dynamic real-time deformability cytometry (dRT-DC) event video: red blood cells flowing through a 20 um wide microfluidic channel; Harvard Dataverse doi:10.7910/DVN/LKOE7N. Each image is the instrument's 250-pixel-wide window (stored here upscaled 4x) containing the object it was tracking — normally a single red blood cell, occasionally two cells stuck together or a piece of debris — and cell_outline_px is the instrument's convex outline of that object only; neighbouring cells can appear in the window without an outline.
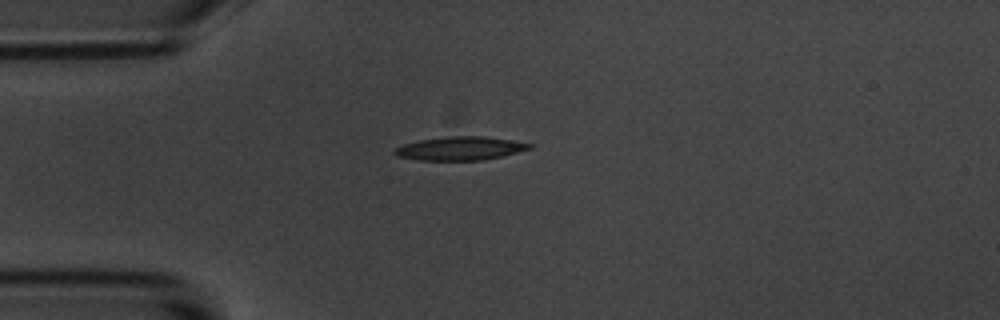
{"species": "common noctule bat (a hibernating species)", "species_latin": "Nyctalus noctula", "temperature_condition": "room temperature", "stored_images_in_passage": 5, "camera_frame_rate_fps": 3000, "um_per_image_px": 0.085, "animal": {"sex": "male", "body_mass_g": 20.1, "forearm_length_mm": 53.5}, "frame": {"image": 1, "passage_image": 5, "time_ms": 5.333, "image_size_px": [1000, 320], "cell_outline_px": [[532, 148], [500, 156], [480, 160], [416, 160], [396, 156], [392, 152], [396, 148], [404, 144], [420, 140], [448, 136], [484, 136], [512, 140], [532, 144]], "centroid_in_image_um": [39.07, 12.61], "position_along_channel_um": 45.9, "area_um2": 18.32}}